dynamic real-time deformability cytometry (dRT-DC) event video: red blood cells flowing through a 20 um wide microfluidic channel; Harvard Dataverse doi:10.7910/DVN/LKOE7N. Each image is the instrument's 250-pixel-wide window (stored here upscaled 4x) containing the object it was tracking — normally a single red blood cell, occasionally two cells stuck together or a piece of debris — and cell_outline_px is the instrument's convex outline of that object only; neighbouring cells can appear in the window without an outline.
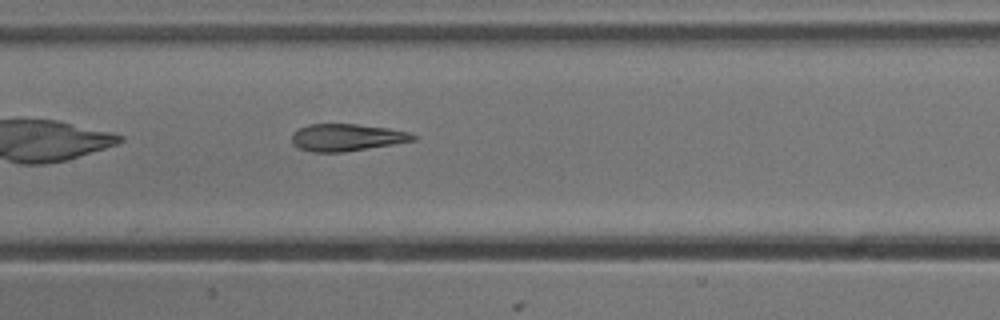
{"species": "common noctule bat (a hibernating species)", "species_latin": "Nyctalus noctula", "temperature_condition": "cold", "stored_images_in_passage": 30, "camera_frame_rate_fps": 3000, "um_per_image_px": 0.085, "animal": {"sex": "male", "body_mass_g": 13.3}, "frame": {"image": 1, "passage_image": 9, "time_ms": 2.667, "image_size_px": [1000, 320], "cell_outline_px": [[416, 140], [344, 152], [312, 152], [300, 148], [292, 144], [292, 132], [308, 124], [356, 124], [388, 128], [408, 132], [416, 136]], "centroid_in_image_um": [29.43, 11.68], "position_along_channel_um": 178.0, "area_um2": 19.07}}
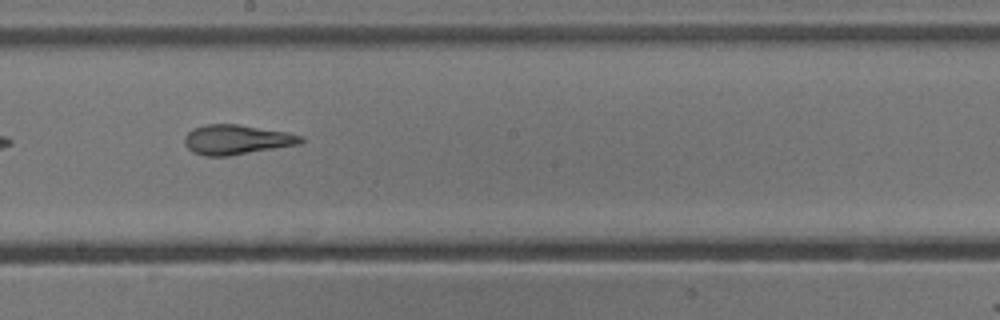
{"frame": {"image": 2, "passage_image": 13, "time_ms": 4.0, "image_size_px": [1000, 320], "cell_outline_px": [[304, 140], [300, 144], [228, 156], [204, 156], [192, 152], [184, 144], [184, 136], [192, 128], [204, 124], [236, 124], [288, 132], [300, 136]], "centroid_in_image_um": [20.06, 11.87], "position_along_channel_um": 228.1, "area_um2": 20.17}}